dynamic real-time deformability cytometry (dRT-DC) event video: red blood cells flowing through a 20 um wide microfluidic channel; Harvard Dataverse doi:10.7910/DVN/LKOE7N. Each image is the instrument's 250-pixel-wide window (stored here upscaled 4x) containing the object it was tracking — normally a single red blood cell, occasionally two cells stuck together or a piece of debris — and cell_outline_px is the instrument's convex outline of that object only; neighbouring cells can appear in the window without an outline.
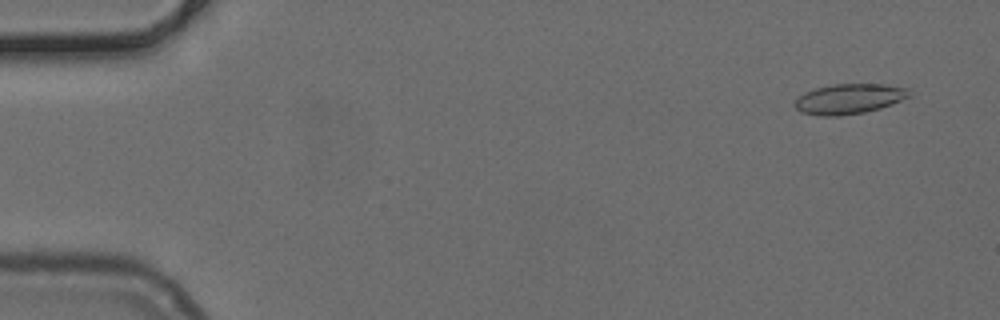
{"species": "common noctule bat (a hibernating species)", "species_latin": "Nyctalus noctula", "temperature_condition": "cold", "stored_images_in_passage": 50, "camera_frame_rate_fps": 3000, "um_per_image_px": 0.085, "animal": {"sex": "female", "body_mass_g": 24.6, "forearm_length_mm": 56.2}, "frame": {"image": 1, "passage_image": 1, "time_ms": 0.0, "image_size_px": [1000, 320], "cell_outline_px": [[912, 96], [892, 104], [880, 108], [864, 112], [840, 116], [820, 116], [800, 112], [792, 104], [804, 92], [816, 88], [832, 84], [884, 84], [908, 88]], "centroid_in_image_um": [72.18, 8.4], "position_along_channel_um": 12.8, "area_um2": 20.23}}